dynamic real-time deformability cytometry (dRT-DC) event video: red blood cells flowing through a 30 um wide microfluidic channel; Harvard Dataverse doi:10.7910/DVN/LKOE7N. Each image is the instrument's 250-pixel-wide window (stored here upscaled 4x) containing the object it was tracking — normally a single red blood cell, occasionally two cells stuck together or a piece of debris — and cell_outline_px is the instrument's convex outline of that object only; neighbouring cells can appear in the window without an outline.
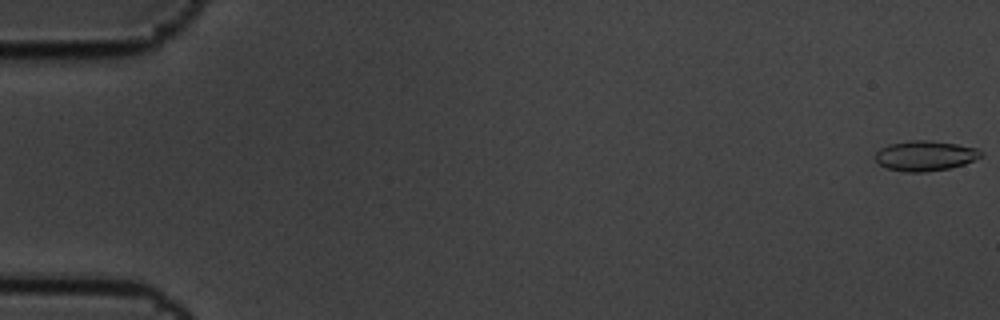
{"species": "common noctule bat (a hibernating species)", "species_latin": "Nyctalus noctula", "temperature_condition": "cold", "stored_images_in_passage": 7, "camera_frame_rate_fps": 3000, "um_per_image_px": 0.085, "animal": {"sex": "male", "body_mass_g": 19.5, "forearm_length_mm": 54.6}, "frame": {"image": 1, "passage_image": 1, "time_ms": 0.0, "image_size_px": [1000, 320], "cell_outline_px": [[984, 156], [964, 164], [948, 168], [924, 172], [904, 172], [884, 168], [872, 156], [880, 148], [888, 144], [908, 140], [928, 140], [956, 144], [976, 148], [984, 152]], "centroid_in_image_um": [78.6, 13.24], "position_along_channel_um": 6.4, "area_um2": 18.79}}
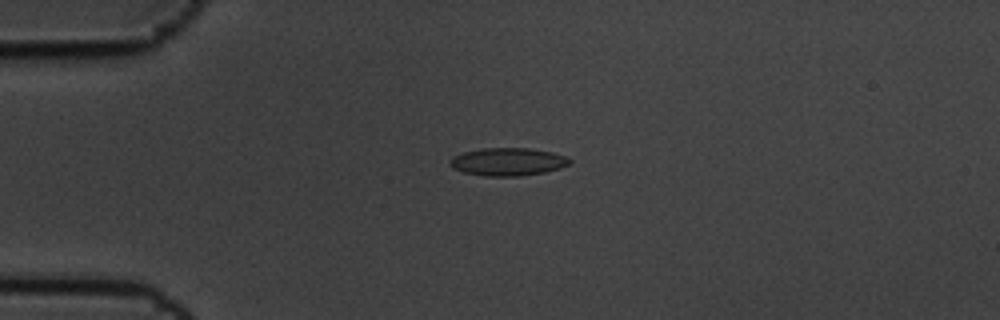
{"frame": {"image": 2, "passage_image": 5, "time_ms": 1.333, "image_size_px": [1000, 320], "cell_outline_px": [[572, 164], [560, 168], [544, 172], [520, 176], [484, 176], [464, 172], [452, 168], [448, 164], [448, 160], [464, 152], [484, 148], [528, 148], [552, 152], [564, 156], [572, 160]], "centroid_in_image_um": [43.18, 13.75], "position_along_channel_um": 41.8, "area_um2": 19.42}}
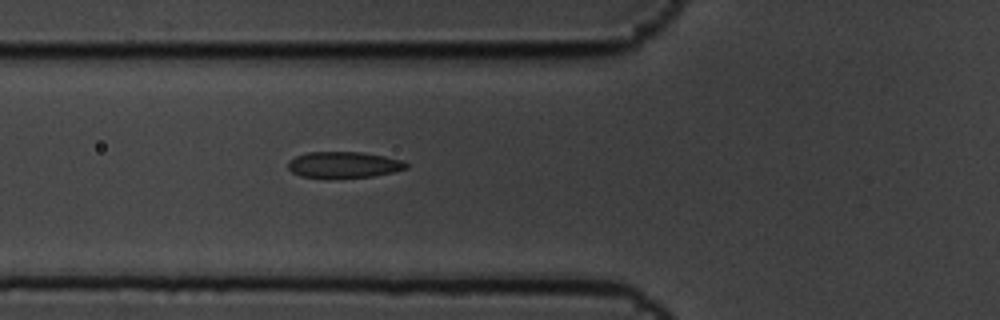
{"frame": {"image": 3, "passage_image": 7, "time_ms": 2.0, "image_size_px": [1000, 320], "cell_outline_px": [[408, 168], [392, 172], [372, 176], [332, 180], [328, 180], [300, 176], [292, 172], [288, 168], [288, 160], [296, 156], [308, 152], [364, 152], [404, 160], [408, 164]], "centroid_in_image_um": [29.19, 14.03], "position_along_channel_um": 96.6, "area_um2": 18.67}}